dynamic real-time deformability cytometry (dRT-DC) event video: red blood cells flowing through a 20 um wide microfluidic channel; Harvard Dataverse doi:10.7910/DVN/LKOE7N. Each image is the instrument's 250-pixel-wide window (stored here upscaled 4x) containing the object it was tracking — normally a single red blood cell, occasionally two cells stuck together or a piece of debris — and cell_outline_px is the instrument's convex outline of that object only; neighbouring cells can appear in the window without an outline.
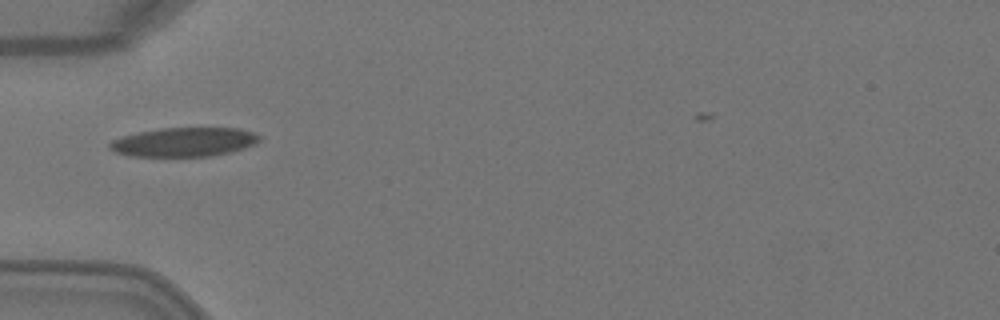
{"species": "Egyptian fruit bat (a non-hibernating species)", "species_latin": "Rousettus aegyptiacus", "temperature_condition": "warm", "stored_images_in_passage": 5, "camera_frame_rate_fps": 3000, "um_per_image_px": 0.085, "animal": {"sex": "female"}, "frame": {"image": 1, "passage_image": 4, "time_ms": 1.0, "image_size_px": [1000, 320], "cell_outline_px": [[264, 136], [256, 144], [232, 152], [212, 156], [132, 156], [116, 152], [108, 148], [108, 144], [112, 140], [120, 136], [136, 132], [160, 128], [240, 128]], "centroid_in_image_um": [15.66, 12.07], "position_along_channel_um": 69.3, "area_um2": 25.66}}
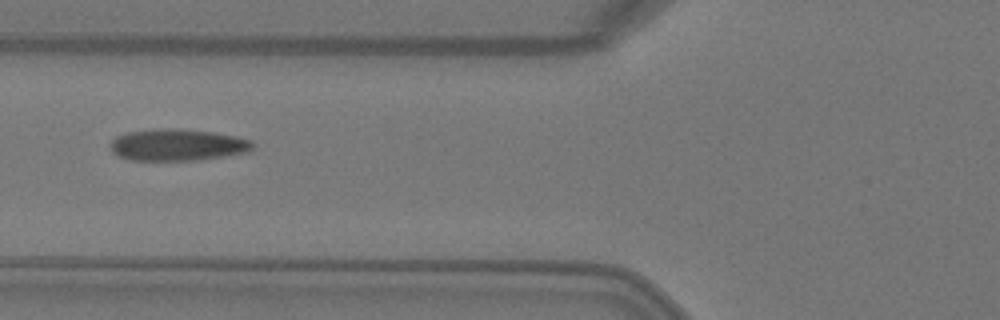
{"frame": {"image": 2, "passage_image": 5, "time_ms": 1.333, "image_size_px": [1000, 320], "cell_outline_px": [[256, 144], [248, 152], [196, 160], [132, 160], [116, 156], [112, 152], [108, 144], [116, 136], [128, 132], [212, 132], [236, 136], [252, 140]], "centroid_in_image_um": [15.1, 12.38], "position_along_channel_um": 110.7, "area_um2": 25.03}}